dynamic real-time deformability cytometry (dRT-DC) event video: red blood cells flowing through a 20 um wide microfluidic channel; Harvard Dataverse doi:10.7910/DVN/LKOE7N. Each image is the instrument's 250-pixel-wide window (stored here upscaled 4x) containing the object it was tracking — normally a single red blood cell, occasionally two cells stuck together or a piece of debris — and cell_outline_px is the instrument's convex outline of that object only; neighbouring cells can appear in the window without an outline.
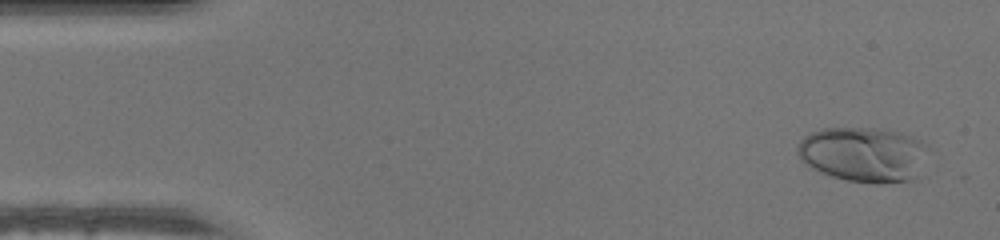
{"species": "human", "species_latin": "Homo sapiens", "temperature_condition": "warm", "stored_images_in_passage": 49, "camera_frame_rate_fps": 3000, "um_per_image_px": 0.085, "donor": {"sex": "male"}, "frame": {"image": 1, "passage_image": 3, "time_ms": 0.667, "image_size_px": [1000, 240], "cell_outline_px": [[932, 152], [916, 176], [912, 180], [880, 184], [876, 184], [848, 180], [832, 176], [820, 172], [800, 160], [796, 152], [796, 148], [800, 140], [804, 136], [820, 128], [872, 128], [896, 132], [920, 140], [928, 144], [932, 148]], "centroid_in_image_um": [73.44, 13.13], "position_along_channel_um": 11.6, "area_um2": 42.43}}
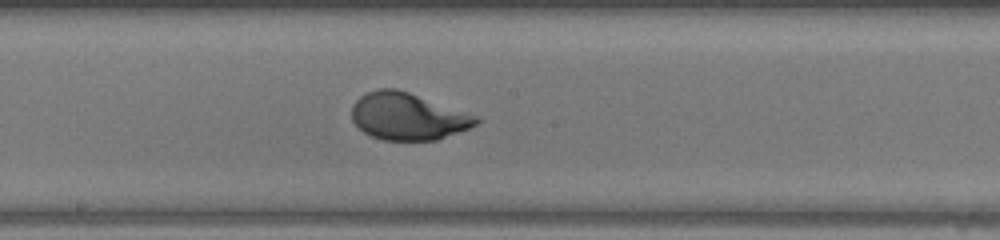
{"frame": {"image": 2, "passage_image": 26, "time_ms": 8.333, "image_size_px": [1000, 240], "cell_outline_px": [[484, 120], [468, 128], [436, 140], [384, 140], [372, 136], [364, 132], [352, 120], [352, 104], [360, 96], [376, 88], [396, 88], [480, 116]], "centroid_in_image_um": [34.68, 9.88], "position_along_channel_um": 213.5, "area_um2": 34.1}}
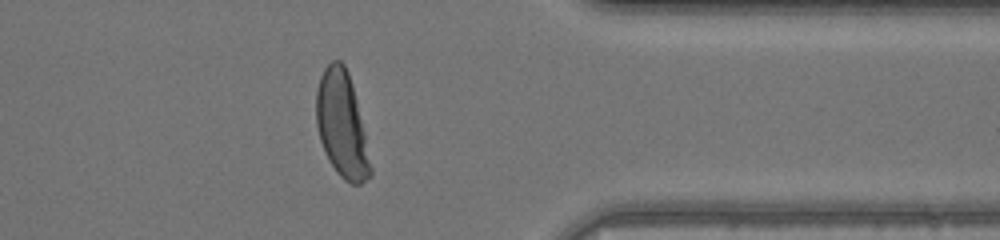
{"frame": {"image": 3, "passage_image": 39, "time_ms": 12.667, "image_size_px": [1000, 240], "cell_outline_px": [[372, 176], [360, 184], [352, 184], [344, 180], [336, 172], [328, 160], [324, 152], [320, 140], [316, 124], [316, 92], [320, 76], [324, 68], [332, 60], [340, 60], [344, 64], [348, 72], [356, 100], [364, 132], [372, 168]], "centroid_in_image_um": [29.04, 10.63], "position_along_channel_um": 382.4, "area_um2": 33.29}}